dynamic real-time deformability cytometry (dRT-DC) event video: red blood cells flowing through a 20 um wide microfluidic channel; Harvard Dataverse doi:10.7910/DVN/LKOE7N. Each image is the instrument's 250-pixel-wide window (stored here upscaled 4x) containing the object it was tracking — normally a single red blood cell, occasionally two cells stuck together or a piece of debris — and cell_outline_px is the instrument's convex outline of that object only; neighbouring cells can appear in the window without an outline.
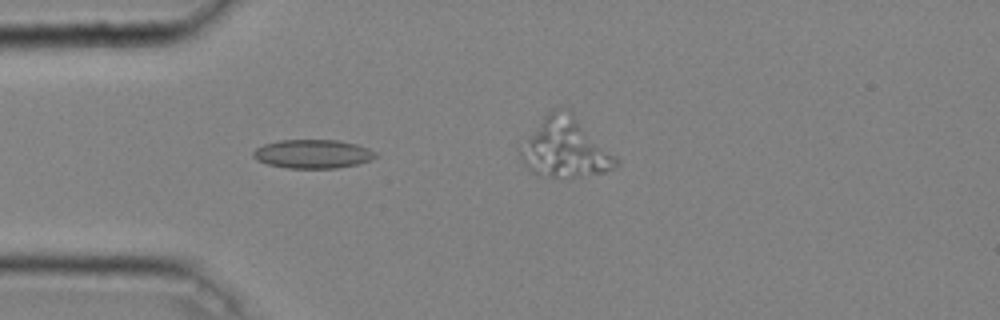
{"species": "common noctule bat (a hibernating species)", "species_latin": "Nyctalus noctula", "temperature_condition": "cold", "stored_images_in_passage": 18, "camera_frame_rate_fps": 3000, "um_per_image_px": 0.085, "animal": {"sex": "male", "body_mass_g": 20.4}, "frame": {"image": 1, "passage_image": 11, "time_ms": 3.333, "image_size_px": [1000, 320], "cell_outline_px": [[376, 156], [372, 160], [356, 164], [336, 168], [288, 168], [268, 164], [256, 160], [252, 156], [252, 152], [256, 148], [264, 144], [280, 140], [340, 140], [356, 144], [368, 148], [376, 152]], "centroid_in_image_um": [26.58, 13.08], "position_along_channel_um": 58.4, "area_um2": 20.52}}
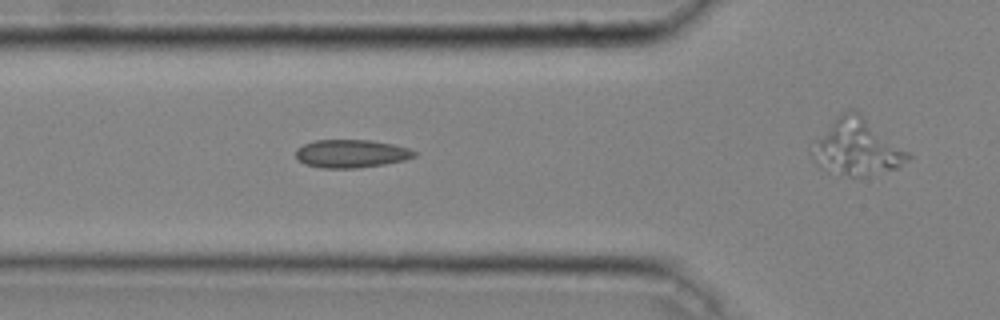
{"frame": {"image": 2, "passage_image": 14, "time_ms": 4.333, "image_size_px": [1000, 320], "cell_outline_px": [[416, 156], [404, 160], [384, 164], [356, 168], [320, 168], [304, 164], [296, 156], [296, 148], [304, 144], [316, 140], [372, 140], [392, 144], [408, 148], [416, 152]], "centroid_in_image_um": [29.84, 13.06], "position_along_channel_um": 96.0, "area_um2": 19.36}}
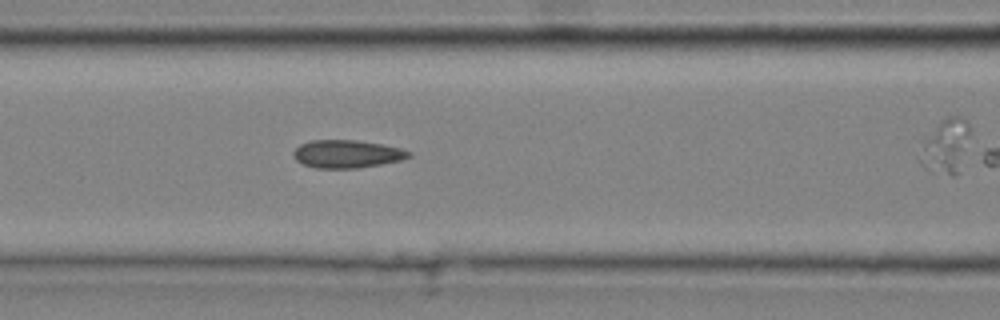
{"frame": {"image": 3, "passage_image": 17, "time_ms": 5.333, "image_size_px": [1000, 320], "cell_outline_px": [[412, 156], [400, 160], [380, 164], [356, 168], [316, 168], [304, 164], [296, 160], [292, 156], [292, 152], [300, 144], [312, 140], [356, 140], [380, 144], [400, 148], [412, 152]], "centroid_in_image_um": [29.47, 13.08], "position_along_channel_um": 137.1, "area_um2": 18.67}}